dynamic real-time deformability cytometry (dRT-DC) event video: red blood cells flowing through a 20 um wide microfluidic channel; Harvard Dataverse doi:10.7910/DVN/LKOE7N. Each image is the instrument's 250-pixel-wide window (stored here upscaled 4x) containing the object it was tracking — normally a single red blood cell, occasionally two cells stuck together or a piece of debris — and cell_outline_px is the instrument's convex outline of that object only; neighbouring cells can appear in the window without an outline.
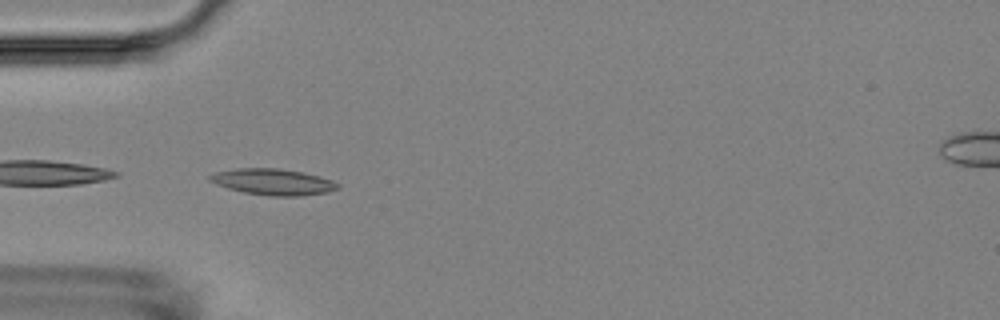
{"species": "Egyptian fruit bat (a non-hibernating species)", "species_latin": "Rousettus aegyptiacus", "temperature_condition": "room temperature", "stored_images_in_passage": 6, "camera_frame_rate_fps": 3000, "um_per_image_px": 0.085, "animal": {"sex": "female"}, "frame": {"image": 1, "passage_image": 5, "time_ms": 4.667, "image_size_px": [1000, 320], "cell_outline_px": [[340, 188], [328, 192], [300, 196], [272, 196], [244, 192], [228, 188], [216, 184], [208, 180], [208, 176], [216, 172], [236, 168], [280, 168], [304, 172], [320, 176], [332, 180], [340, 184]], "centroid_in_image_um": [23.24, 15.45], "position_along_channel_um": 61.8, "area_um2": 19.65}}